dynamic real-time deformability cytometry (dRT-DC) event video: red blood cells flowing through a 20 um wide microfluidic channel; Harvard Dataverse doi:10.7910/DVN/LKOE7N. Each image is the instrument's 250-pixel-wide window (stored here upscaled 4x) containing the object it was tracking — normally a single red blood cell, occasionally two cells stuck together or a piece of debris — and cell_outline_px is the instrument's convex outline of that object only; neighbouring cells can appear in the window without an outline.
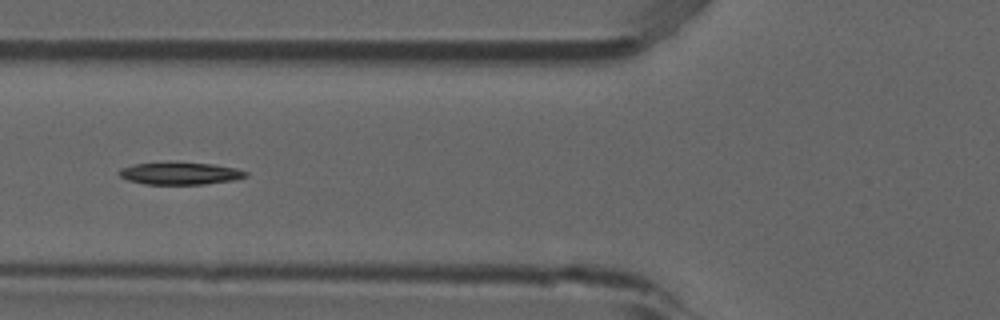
{"species": "common noctule bat (a hibernating species)", "species_latin": "Nyctalus noctula", "temperature_condition": "room temperature", "stored_images_in_passage": 9, "camera_frame_rate_fps": 3000, "um_per_image_px": 0.085, "animal": {"sex": "male", "forearm_length_mm": 52.5}, "frame": {"image": 1, "passage_image": 6, "time_ms": 1.667, "image_size_px": [1000, 320], "cell_outline_px": [[248, 176], [232, 180], [204, 184], [148, 184], [128, 180], [120, 176], [120, 168], [136, 164], [168, 160], [212, 164], [236, 168], [248, 172]], "centroid_in_image_um": [15.31, 14.7], "position_along_channel_um": 110.5, "area_um2": 16.76}}
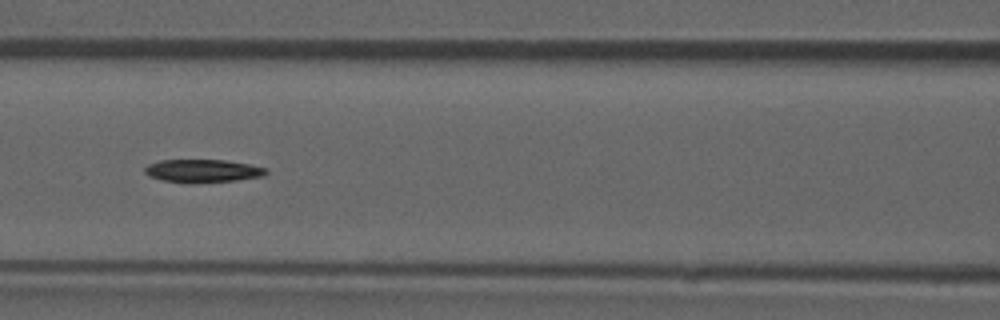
{"frame": {"image": 2, "passage_image": 7, "time_ms": 2.0, "image_size_px": [1000, 320], "cell_outline_px": [[268, 172], [264, 176], [236, 180], [188, 184], [164, 180], [148, 176], [144, 172], [144, 168], [148, 164], [160, 160], [224, 160], [248, 164], [268, 168]], "centroid_in_image_um": [17.22, 14.53], "position_along_channel_um": 149.4, "area_um2": 16.42}}